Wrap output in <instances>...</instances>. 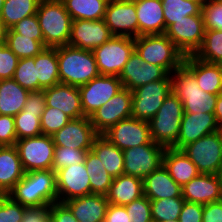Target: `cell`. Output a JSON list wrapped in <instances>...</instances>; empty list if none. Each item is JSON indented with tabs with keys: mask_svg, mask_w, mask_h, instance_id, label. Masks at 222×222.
Segmentation results:
<instances>
[{
	"mask_svg": "<svg viewBox=\"0 0 222 222\" xmlns=\"http://www.w3.org/2000/svg\"><path fill=\"white\" fill-rule=\"evenodd\" d=\"M7 195L24 207L50 206L58 202L56 172L52 169L25 172Z\"/></svg>",
	"mask_w": 222,
	"mask_h": 222,
	"instance_id": "1",
	"label": "cell"
},
{
	"mask_svg": "<svg viewBox=\"0 0 222 222\" xmlns=\"http://www.w3.org/2000/svg\"><path fill=\"white\" fill-rule=\"evenodd\" d=\"M60 83L82 86L99 76L93 51L70 45L56 47Z\"/></svg>",
	"mask_w": 222,
	"mask_h": 222,
	"instance_id": "2",
	"label": "cell"
},
{
	"mask_svg": "<svg viewBox=\"0 0 222 222\" xmlns=\"http://www.w3.org/2000/svg\"><path fill=\"white\" fill-rule=\"evenodd\" d=\"M36 16L46 48L68 45L72 18L61 0H41Z\"/></svg>",
	"mask_w": 222,
	"mask_h": 222,
	"instance_id": "3",
	"label": "cell"
},
{
	"mask_svg": "<svg viewBox=\"0 0 222 222\" xmlns=\"http://www.w3.org/2000/svg\"><path fill=\"white\" fill-rule=\"evenodd\" d=\"M172 74V92L182 101L184 113H214L217 95L204 92L184 64Z\"/></svg>",
	"mask_w": 222,
	"mask_h": 222,
	"instance_id": "4",
	"label": "cell"
},
{
	"mask_svg": "<svg viewBox=\"0 0 222 222\" xmlns=\"http://www.w3.org/2000/svg\"><path fill=\"white\" fill-rule=\"evenodd\" d=\"M183 114L182 101L171 92L156 115L148 121L152 141L165 148H172L177 142Z\"/></svg>",
	"mask_w": 222,
	"mask_h": 222,
	"instance_id": "5",
	"label": "cell"
},
{
	"mask_svg": "<svg viewBox=\"0 0 222 222\" xmlns=\"http://www.w3.org/2000/svg\"><path fill=\"white\" fill-rule=\"evenodd\" d=\"M135 51L147 63L163 67L169 74L184 63L183 52L165 35L134 38Z\"/></svg>",
	"mask_w": 222,
	"mask_h": 222,
	"instance_id": "6",
	"label": "cell"
},
{
	"mask_svg": "<svg viewBox=\"0 0 222 222\" xmlns=\"http://www.w3.org/2000/svg\"><path fill=\"white\" fill-rule=\"evenodd\" d=\"M135 50V40L126 36H112L93 50L100 75L118 76Z\"/></svg>",
	"mask_w": 222,
	"mask_h": 222,
	"instance_id": "7",
	"label": "cell"
},
{
	"mask_svg": "<svg viewBox=\"0 0 222 222\" xmlns=\"http://www.w3.org/2000/svg\"><path fill=\"white\" fill-rule=\"evenodd\" d=\"M181 150L196 165L200 173L221 174L222 139L218 132L203 136Z\"/></svg>",
	"mask_w": 222,
	"mask_h": 222,
	"instance_id": "8",
	"label": "cell"
},
{
	"mask_svg": "<svg viewBox=\"0 0 222 222\" xmlns=\"http://www.w3.org/2000/svg\"><path fill=\"white\" fill-rule=\"evenodd\" d=\"M14 146L25 172L52 169L55 144L51 135L19 139Z\"/></svg>",
	"mask_w": 222,
	"mask_h": 222,
	"instance_id": "9",
	"label": "cell"
},
{
	"mask_svg": "<svg viewBox=\"0 0 222 222\" xmlns=\"http://www.w3.org/2000/svg\"><path fill=\"white\" fill-rule=\"evenodd\" d=\"M172 92V80H157L132 90V117L149 121Z\"/></svg>",
	"mask_w": 222,
	"mask_h": 222,
	"instance_id": "10",
	"label": "cell"
},
{
	"mask_svg": "<svg viewBox=\"0 0 222 222\" xmlns=\"http://www.w3.org/2000/svg\"><path fill=\"white\" fill-rule=\"evenodd\" d=\"M165 147L144 144L123 150L124 174L144 179L163 165Z\"/></svg>",
	"mask_w": 222,
	"mask_h": 222,
	"instance_id": "11",
	"label": "cell"
},
{
	"mask_svg": "<svg viewBox=\"0 0 222 222\" xmlns=\"http://www.w3.org/2000/svg\"><path fill=\"white\" fill-rule=\"evenodd\" d=\"M204 32L203 16L192 15L169 25L164 34L187 56L194 55L201 47Z\"/></svg>",
	"mask_w": 222,
	"mask_h": 222,
	"instance_id": "12",
	"label": "cell"
},
{
	"mask_svg": "<svg viewBox=\"0 0 222 222\" xmlns=\"http://www.w3.org/2000/svg\"><path fill=\"white\" fill-rule=\"evenodd\" d=\"M131 106L132 91L123 87L90 116L91 124L102 135L119 121L132 117Z\"/></svg>",
	"mask_w": 222,
	"mask_h": 222,
	"instance_id": "13",
	"label": "cell"
},
{
	"mask_svg": "<svg viewBox=\"0 0 222 222\" xmlns=\"http://www.w3.org/2000/svg\"><path fill=\"white\" fill-rule=\"evenodd\" d=\"M81 105L85 117H90L119 90L123 88L118 76L99 75L79 86Z\"/></svg>",
	"mask_w": 222,
	"mask_h": 222,
	"instance_id": "14",
	"label": "cell"
},
{
	"mask_svg": "<svg viewBox=\"0 0 222 222\" xmlns=\"http://www.w3.org/2000/svg\"><path fill=\"white\" fill-rule=\"evenodd\" d=\"M102 135L120 150L144 144H156L151 139L149 123L133 117L119 121Z\"/></svg>",
	"mask_w": 222,
	"mask_h": 222,
	"instance_id": "15",
	"label": "cell"
},
{
	"mask_svg": "<svg viewBox=\"0 0 222 222\" xmlns=\"http://www.w3.org/2000/svg\"><path fill=\"white\" fill-rule=\"evenodd\" d=\"M171 75L163 67L145 62L134 50L124 65L119 79L124 88L132 91L153 81L171 80Z\"/></svg>",
	"mask_w": 222,
	"mask_h": 222,
	"instance_id": "16",
	"label": "cell"
},
{
	"mask_svg": "<svg viewBox=\"0 0 222 222\" xmlns=\"http://www.w3.org/2000/svg\"><path fill=\"white\" fill-rule=\"evenodd\" d=\"M104 20L113 36L138 37V17L134 1L109 0Z\"/></svg>",
	"mask_w": 222,
	"mask_h": 222,
	"instance_id": "17",
	"label": "cell"
},
{
	"mask_svg": "<svg viewBox=\"0 0 222 222\" xmlns=\"http://www.w3.org/2000/svg\"><path fill=\"white\" fill-rule=\"evenodd\" d=\"M58 202L91 194L90 178L84 163L56 171Z\"/></svg>",
	"mask_w": 222,
	"mask_h": 222,
	"instance_id": "18",
	"label": "cell"
},
{
	"mask_svg": "<svg viewBox=\"0 0 222 222\" xmlns=\"http://www.w3.org/2000/svg\"><path fill=\"white\" fill-rule=\"evenodd\" d=\"M98 135L91 124L90 117L83 116L71 119L63 128L52 135V139L55 146L91 150Z\"/></svg>",
	"mask_w": 222,
	"mask_h": 222,
	"instance_id": "19",
	"label": "cell"
},
{
	"mask_svg": "<svg viewBox=\"0 0 222 222\" xmlns=\"http://www.w3.org/2000/svg\"><path fill=\"white\" fill-rule=\"evenodd\" d=\"M113 35L105 20H72L68 45L93 51L107 42Z\"/></svg>",
	"mask_w": 222,
	"mask_h": 222,
	"instance_id": "20",
	"label": "cell"
},
{
	"mask_svg": "<svg viewBox=\"0 0 222 222\" xmlns=\"http://www.w3.org/2000/svg\"><path fill=\"white\" fill-rule=\"evenodd\" d=\"M186 202L208 204L222 199V178L220 174L200 173L181 187Z\"/></svg>",
	"mask_w": 222,
	"mask_h": 222,
	"instance_id": "21",
	"label": "cell"
},
{
	"mask_svg": "<svg viewBox=\"0 0 222 222\" xmlns=\"http://www.w3.org/2000/svg\"><path fill=\"white\" fill-rule=\"evenodd\" d=\"M217 130L218 125L214 113H184L177 142L172 148L181 149Z\"/></svg>",
	"mask_w": 222,
	"mask_h": 222,
	"instance_id": "22",
	"label": "cell"
},
{
	"mask_svg": "<svg viewBox=\"0 0 222 222\" xmlns=\"http://www.w3.org/2000/svg\"><path fill=\"white\" fill-rule=\"evenodd\" d=\"M45 104L62 110L71 119L84 116L79 88L68 84L58 83L45 88Z\"/></svg>",
	"mask_w": 222,
	"mask_h": 222,
	"instance_id": "23",
	"label": "cell"
},
{
	"mask_svg": "<svg viewBox=\"0 0 222 222\" xmlns=\"http://www.w3.org/2000/svg\"><path fill=\"white\" fill-rule=\"evenodd\" d=\"M138 17V36L165 33V20L161 0H133Z\"/></svg>",
	"mask_w": 222,
	"mask_h": 222,
	"instance_id": "24",
	"label": "cell"
},
{
	"mask_svg": "<svg viewBox=\"0 0 222 222\" xmlns=\"http://www.w3.org/2000/svg\"><path fill=\"white\" fill-rule=\"evenodd\" d=\"M183 64L193 73L204 92L222 93V64L204 62L194 55L185 56Z\"/></svg>",
	"mask_w": 222,
	"mask_h": 222,
	"instance_id": "25",
	"label": "cell"
},
{
	"mask_svg": "<svg viewBox=\"0 0 222 222\" xmlns=\"http://www.w3.org/2000/svg\"><path fill=\"white\" fill-rule=\"evenodd\" d=\"M78 222H104L109 205L107 196L89 194L64 202Z\"/></svg>",
	"mask_w": 222,
	"mask_h": 222,
	"instance_id": "26",
	"label": "cell"
},
{
	"mask_svg": "<svg viewBox=\"0 0 222 222\" xmlns=\"http://www.w3.org/2000/svg\"><path fill=\"white\" fill-rule=\"evenodd\" d=\"M144 195L150 200L182 197L181 186L169 175L164 165L143 179Z\"/></svg>",
	"mask_w": 222,
	"mask_h": 222,
	"instance_id": "27",
	"label": "cell"
},
{
	"mask_svg": "<svg viewBox=\"0 0 222 222\" xmlns=\"http://www.w3.org/2000/svg\"><path fill=\"white\" fill-rule=\"evenodd\" d=\"M24 174L16 147L0 146V195H7Z\"/></svg>",
	"mask_w": 222,
	"mask_h": 222,
	"instance_id": "28",
	"label": "cell"
},
{
	"mask_svg": "<svg viewBox=\"0 0 222 222\" xmlns=\"http://www.w3.org/2000/svg\"><path fill=\"white\" fill-rule=\"evenodd\" d=\"M143 195V180L138 177L122 174L113 178L106 196L109 204L125 206Z\"/></svg>",
	"mask_w": 222,
	"mask_h": 222,
	"instance_id": "29",
	"label": "cell"
},
{
	"mask_svg": "<svg viewBox=\"0 0 222 222\" xmlns=\"http://www.w3.org/2000/svg\"><path fill=\"white\" fill-rule=\"evenodd\" d=\"M163 165L181 187L200 174L196 165L181 149L166 148L163 155Z\"/></svg>",
	"mask_w": 222,
	"mask_h": 222,
	"instance_id": "30",
	"label": "cell"
},
{
	"mask_svg": "<svg viewBox=\"0 0 222 222\" xmlns=\"http://www.w3.org/2000/svg\"><path fill=\"white\" fill-rule=\"evenodd\" d=\"M29 93L13 78L0 80V115H17L23 110Z\"/></svg>",
	"mask_w": 222,
	"mask_h": 222,
	"instance_id": "31",
	"label": "cell"
},
{
	"mask_svg": "<svg viewBox=\"0 0 222 222\" xmlns=\"http://www.w3.org/2000/svg\"><path fill=\"white\" fill-rule=\"evenodd\" d=\"M91 150L99 157L108 174L116 178L124 174L123 150L111 143L103 135H98Z\"/></svg>",
	"mask_w": 222,
	"mask_h": 222,
	"instance_id": "32",
	"label": "cell"
},
{
	"mask_svg": "<svg viewBox=\"0 0 222 222\" xmlns=\"http://www.w3.org/2000/svg\"><path fill=\"white\" fill-rule=\"evenodd\" d=\"M38 79V91L60 83L56 47H47L34 57Z\"/></svg>",
	"mask_w": 222,
	"mask_h": 222,
	"instance_id": "33",
	"label": "cell"
},
{
	"mask_svg": "<svg viewBox=\"0 0 222 222\" xmlns=\"http://www.w3.org/2000/svg\"><path fill=\"white\" fill-rule=\"evenodd\" d=\"M72 20H102L109 0H61Z\"/></svg>",
	"mask_w": 222,
	"mask_h": 222,
	"instance_id": "34",
	"label": "cell"
},
{
	"mask_svg": "<svg viewBox=\"0 0 222 222\" xmlns=\"http://www.w3.org/2000/svg\"><path fill=\"white\" fill-rule=\"evenodd\" d=\"M87 173L90 178L91 194L107 195L113 181L99 157L92 151H88L84 160Z\"/></svg>",
	"mask_w": 222,
	"mask_h": 222,
	"instance_id": "35",
	"label": "cell"
},
{
	"mask_svg": "<svg viewBox=\"0 0 222 222\" xmlns=\"http://www.w3.org/2000/svg\"><path fill=\"white\" fill-rule=\"evenodd\" d=\"M41 0H4L0 18L7 29L37 13Z\"/></svg>",
	"mask_w": 222,
	"mask_h": 222,
	"instance_id": "36",
	"label": "cell"
},
{
	"mask_svg": "<svg viewBox=\"0 0 222 222\" xmlns=\"http://www.w3.org/2000/svg\"><path fill=\"white\" fill-rule=\"evenodd\" d=\"M166 28L185 16L202 15V4L193 0H161Z\"/></svg>",
	"mask_w": 222,
	"mask_h": 222,
	"instance_id": "37",
	"label": "cell"
},
{
	"mask_svg": "<svg viewBox=\"0 0 222 222\" xmlns=\"http://www.w3.org/2000/svg\"><path fill=\"white\" fill-rule=\"evenodd\" d=\"M5 44L19 59L35 57L46 49L41 42L20 35L11 28L7 29Z\"/></svg>",
	"mask_w": 222,
	"mask_h": 222,
	"instance_id": "38",
	"label": "cell"
},
{
	"mask_svg": "<svg viewBox=\"0 0 222 222\" xmlns=\"http://www.w3.org/2000/svg\"><path fill=\"white\" fill-rule=\"evenodd\" d=\"M194 56L204 62L222 64V30H205L203 43Z\"/></svg>",
	"mask_w": 222,
	"mask_h": 222,
	"instance_id": "39",
	"label": "cell"
},
{
	"mask_svg": "<svg viewBox=\"0 0 222 222\" xmlns=\"http://www.w3.org/2000/svg\"><path fill=\"white\" fill-rule=\"evenodd\" d=\"M184 202L185 200L183 197L150 200L152 220L156 222H164L167 220L179 219Z\"/></svg>",
	"mask_w": 222,
	"mask_h": 222,
	"instance_id": "40",
	"label": "cell"
},
{
	"mask_svg": "<svg viewBox=\"0 0 222 222\" xmlns=\"http://www.w3.org/2000/svg\"><path fill=\"white\" fill-rule=\"evenodd\" d=\"M41 116L42 113H32L23 110L15 115L14 124L17 140L42 135Z\"/></svg>",
	"mask_w": 222,
	"mask_h": 222,
	"instance_id": "41",
	"label": "cell"
},
{
	"mask_svg": "<svg viewBox=\"0 0 222 222\" xmlns=\"http://www.w3.org/2000/svg\"><path fill=\"white\" fill-rule=\"evenodd\" d=\"M13 79L24 89L38 91L37 72L34 57L19 59Z\"/></svg>",
	"mask_w": 222,
	"mask_h": 222,
	"instance_id": "42",
	"label": "cell"
},
{
	"mask_svg": "<svg viewBox=\"0 0 222 222\" xmlns=\"http://www.w3.org/2000/svg\"><path fill=\"white\" fill-rule=\"evenodd\" d=\"M71 118L62 110L45 106L42 113L40 123L43 135H53L55 132L63 128Z\"/></svg>",
	"mask_w": 222,
	"mask_h": 222,
	"instance_id": "43",
	"label": "cell"
},
{
	"mask_svg": "<svg viewBox=\"0 0 222 222\" xmlns=\"http://www.w3.org/2000/svg\"><path fill=\"white\" fill-rule=\"evenodd\" d=\"M88 151L90 150H78L70 147L55 146L52 170L56 172L64 167L84 163Z\"/></svg>",
	"mask_w": 222,
	"mask_h": 222,
	"instance_id": "44",
	"label": "cell"
},
{
	"mask_svg": "<svg viewBox=\"0 0 222 222\" xmlns=\"http://www.w3.org/2000/svg\"><path fill=\"white\" fill-rule=\"evenodd\" d=\"M205 30H222V1L206 0L202 5Z\"/></svg>",
	"mask_w": 222,
	"mask_h": 222,
	"instance_id": "45",
	"label": "cell"
},
{
	"mask_svg": "<svg viewBox=\"0 0 222 222\" xmlns=\"http://www.w3.org/2000/svg\"><path fill=\"white\" fill-rule=\"evenodd\" d=\"M26 207L13 201L8 195H0V222H21Z\"/></svg>",
	"mask_w": 222,
	"mask_h": 222,
	"instance_id": "46",
	"label": "cell"
},
{
	"mask_svg": "<svg viewBox=\"0 0 222 222\" xmlns=\"http://www.w3.org/2000/svg\"><path fill=\"white\" fill-rule=\"evenodd\" d=\"M125 208L130 218V222L152 221L150 199L145 195L125 205Z\"/></svg>",
	"mask_w": 222,
	"mask_h": 222,
	"instance_id": "47",
	"label": "cell"
},
{
	"mask_svg": "<svg viewBox=\"0 0 222 222\" xmlns=\"http://www.w3.org/2000/svg\"><path fill=\"white\" fill-rule=\"evenodd\" d=\"M11 29L20 35L30 37L44 45V38L36 14L22 19Z\"/></svg>",
	"mask_w": 222,
	"mask_h": 222,
	"instance_id": "48",
	"label": "cell"
},
{
	"mask_svg": "<svg viewBox=\"0 0 222 222\" xmlns=\"http://www.w3.org/2000/svg\"><path fill=\"white\" fill-rule=\"evenodd\" d=\"M18 61L19 58L5 43L0 45V80L13 78Z\"/></svg>",
	"mask_w": 222,
	"mask_h": 222,
	"instance_id": "49",
	"label": "cell"
},
{
	"mask_svg": "<svg viewBox=\"0 0 222 222\" xmlns=\"http://www.w3.org/2000/svg\"><path fill=\"white\" fill-rule=\"evenodd\" d=\"M16 141L14 117L0 115V146H14Z\"/></svg>",
	"mask_w": 222,
	"mask_h": 222,
	"instance_id": "50",
	"label": "cell"
},
{
	"mask_svg": "<svg viewBox=\"0 0 222 222\" xmlns=\"http://www.w3.org/2000/svg\"><path fill=\"white\" fill-rule=\"evenodd\" d=\"M50 222H78L70 208L63 202L50 205Z\"/></svg>",
	"mask_w": 222,
	"mask_h": 222,
	"instance_id": "51",
	"label": "cell"
},
{
	"mask_svg": "<svg viewBox=\"0 0 222 222\" xmlns=\"http://www.w3.org/2000/svg\"><path fill=\"white\" fill-rule=\"evenodd\" d=\"M203 204L184 202L179 215L180 222H202Z\"/></svg>",
	"mask_w": 222,
	"mask_h": 222,
	"instance_id": "52",
	"label": "cell"
},
{
	"mask_svg": "<svg viewBox=\"0 0 222 222\" xmlns=\"http://www.w3.org/2000/svg\"><path fill=\"white\" fill-rule=\"evenodd\" d=\"M21 222H50V206L26 207Z\"/></svg>",
	"mask_w": 222,
	"mask_h": 222,
	"instance_id": "53",
	"label": "cell"
},
{
	"mask_svg": "<svg viewBox=\"0 0 222 222\" xmlns=\"http://www.w3.org/2000/svg\"><path fill=\"white\" fill-rule=\"evenodd\" d=\"M45 93L44 90L33 91L29 93L27 101L23 107V111L32 113H43L45 109Z\"/></svg>",
	"mask_w": 222,
	"mask_h": 222,
	"instance_id": "54",
	"label": "cell"
},
{
	"mask_svg": "<svg viewBox=\"0 0 222 222\" xmlns=\"http://www.w3.org/2000/svg\"><path fill=\"white\" fill-rule=\"evenodd\" d=\"M202 222H222V200L203 205Z\"/></svg>",
	"mask_w": 222,
	"mask_h": 222,
	"instance_id": "55",
	"label": "cell"
},
{
	"mask_svg": "<svg viewBox=\"0 0 222 222\" xmlns=\"http://www.w3.org/2000/svg\"><path fill=\"white\" fill-rule=\"evenodd\" d=\"M125 206L109 204L104 222H130Z\"/></svg>",
	"mask_w": 222,
	"mask_h": 222,
	"instance_id": "56",
	"label": "cell"
},
{
	"mask_svg": "<svg viewBox=\"0 0 222 222\" xmlns=\"http://www.w3.org/2000/svg\"><path fill=\"white\" fill-rule=\"evenodd\" d=\"M214 115L216 118L217 125H222V93L217 95Z\"/></svg>",
	"mask_w": 222,
	"mask_h": 222,
	"instance_id": "57",
	"label": "cell"
},
{
	"mask_svg": "<svg viewBox=\"0 0 222 222\" xmlns=\"http://www.w3.org/2000/svg\"><path fill=\"white\" fill-rule=\"evenodd\" d=\"M6 33H7V28L5 27L4 23L0 18V45L5 43Z\"/></svg>",
	"mask_w": 222,
	"mask_h": 222,
	"instance_id": "58",
	"label": "cell"
},
{
	"mask_svg": "<svg viewBox=\"0 0 222 222\" xmlns=\"http://www.w3.org/2000/svg\"><path fill=\"white\" fill-rule=\"evenodd\" d=\"M217 132L219 133L220 138L222 139V125H219V126H218Z\"/></svg>",
	"mask_w": 222,
	"mask_h": 222,
	"instance_id": "59",
	"label": "cell"
},
{
	"mask_svg": "<svg viewBox=\"0 0 222 222\" xmlns=\"http://www.w3.org/2000/svg\"><path fill=\"white\" fill-rule=\"evenodd\" d=\"M3 5H4V0H0V14H1V11H2Z\"/></svg>",
	"mask_w": 222,
	"mask_h": 222,
	"instance_id": "60",
	"label": "cell"
},
{
	"mask_svg": "<svg viewBox=\"0 0 222 222\" xmlns=\"http://www.w3.org/2000/svg\"><path fill=\"white\" fill-rule=\"evenodd\" d=\"M193 1H197V2L201 3L202 5L206 2V0H193Z\"/></svg>",
	"mask_w": 222,
	"mask_h": 222,
	"instance_id": "61",
	"label": "cell"
},
{
	"mask_svg": "<svg viewBox=\"0 0 222 222\" xmlns=\"http://www.w3.org/2000/svg\"><path fill=\"white\" fill-rule=\"evenodd\" d=\"M164 222H180V221H179V219H176V220L172 219V220H167V221H164Z\"/></svg>",
	"mask_w": 222,
	"mask_h": 222,
	"instance_id": "62",
	"label": "cell"
}]
</instances>
